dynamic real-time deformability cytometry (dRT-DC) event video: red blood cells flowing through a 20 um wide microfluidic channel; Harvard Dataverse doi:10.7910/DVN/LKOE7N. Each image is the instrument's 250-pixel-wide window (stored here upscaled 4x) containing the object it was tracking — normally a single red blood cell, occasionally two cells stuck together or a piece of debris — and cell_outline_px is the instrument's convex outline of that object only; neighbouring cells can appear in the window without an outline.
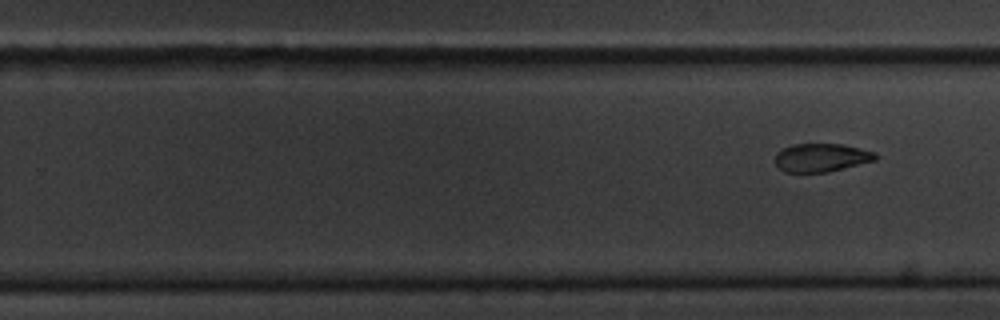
{"species": "common noctule bat (a hibernating species)", "species_latin": "Nyctalus noctula", "temperature_condition": "cold", "stored_images_in_passage": 10, "segment_of_instrument_passage": [2, 2], "camera_frame_rate_fps": 3000, "um_per_image_px": 0.085, "animal": {"sex": "male", "body_mass_g": 20.1, "forearm_length_mm": 53.5}, "frame": {"image": 1, "passage_image": 10, "time_ms": 11.667, "image_size_px": [1000, 320], "cell_outline_px": [[876, 160], [828, 172], [784, 172], [776, 164], [776, 152], [792, 144], [844, 144], [876, 152]], "centroid_in_image_um": [69.82, 13.39], "position_along_channel_um": 260.0, "area_um2": 16.53}}